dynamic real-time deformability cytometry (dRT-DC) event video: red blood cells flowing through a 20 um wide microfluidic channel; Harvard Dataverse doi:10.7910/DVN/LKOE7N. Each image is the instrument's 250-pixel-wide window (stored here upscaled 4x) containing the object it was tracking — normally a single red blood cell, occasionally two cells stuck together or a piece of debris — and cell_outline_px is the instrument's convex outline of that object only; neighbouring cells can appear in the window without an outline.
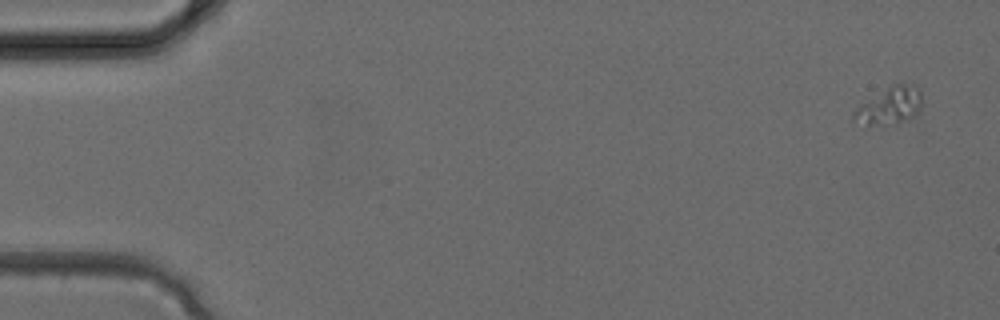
{"species": "common noctule bat (a hibernating species)", "species_latin": "Nyctalus noctula", "temperature_condition": "cold", "stored_images_in_passage": 3, "camera_frame_rate_fps": 3000, "um_per_image_px": 0.085, "animal": {"sex": "female", "body_mass_g": 24.6, "forearm_length_mm": 56.2}, "frame": {"image": 1, "passage_image": 1, "time_ms": 0.0, "image_size_px": [1000, 320], "cell_outline_px": [[920, 108], [912, 116], [896, 124], [868, 124], [852, 120], [852, 116], [856, 108], [892, 84], [908, 84], [920, 88]], "centroid_in_image_um": [75.63, 8.98], "position_along_channel_um": 9.4, "area_um2": 14.16}}